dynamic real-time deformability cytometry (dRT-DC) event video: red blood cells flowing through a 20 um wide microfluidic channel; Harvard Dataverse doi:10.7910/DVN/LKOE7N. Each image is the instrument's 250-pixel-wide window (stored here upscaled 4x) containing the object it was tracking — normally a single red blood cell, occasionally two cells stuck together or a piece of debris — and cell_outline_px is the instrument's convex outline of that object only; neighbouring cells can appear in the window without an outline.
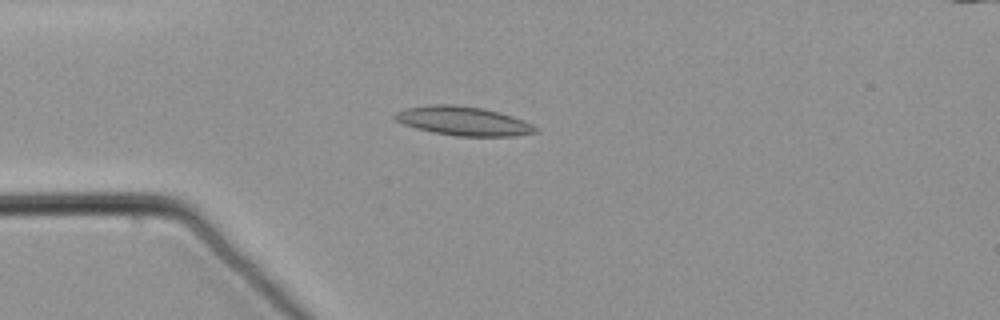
{"species": "common noctule bat (a hibernating species)", "species_latin": "Nyctalus noctula", "temperature_condition": "warm", "stored_images_in_passage": 58, "camera_frame_rate_fps": 3000, "um_per_image_px": 0.085, "animal": {"sex": "male", "body_mass_g": 21.5, "forearm_length_mm": 52.0}, "frame": {"image": 1, "passage_image": 15, "time_ms": 4.667, "image_size_px": [1000, 320], "cell_outline_px": [[540, 132], [516, 136], [456, 136], [432, 132], [416, 128], [404, 124], [396, 120], [392, 116], [396, 112], [404, 108], [432, 104], [452, 104], [484, 108], [500, 112], [512, 116], [532, 124]], "centroid_in_image_um": [39.38, 10.28], "position_along_channel_um": 45.6, "area_um2": 23.87}}
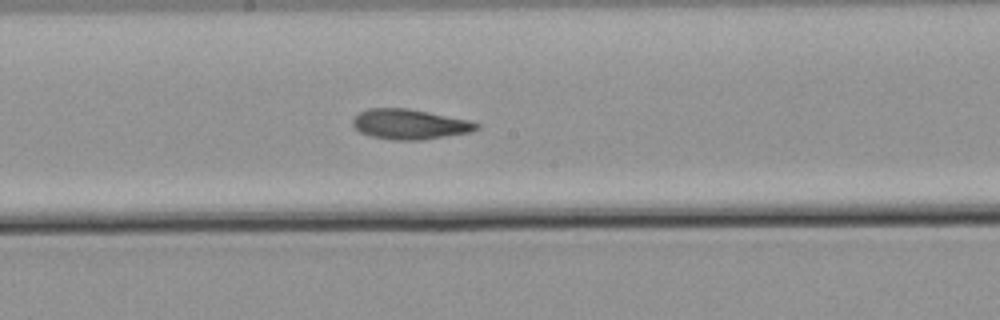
{"frame": {"image": 2, "passage_image": 31, "time_ms": 10.0, "image_size_px": [1000, 320], "cell_outline_px": [[480, 128], [472, 132], [424, 140], [392, 140], [372, 136], [360, 132], [352, 124], [352, 120], [360, 112], [368, 108], [408, 108], [468, 120], [480, 124]], "centroid_in_image_um": [34.85, 10.57], "position_along_channel_um": 213.4, "area_um2": 21.73}}
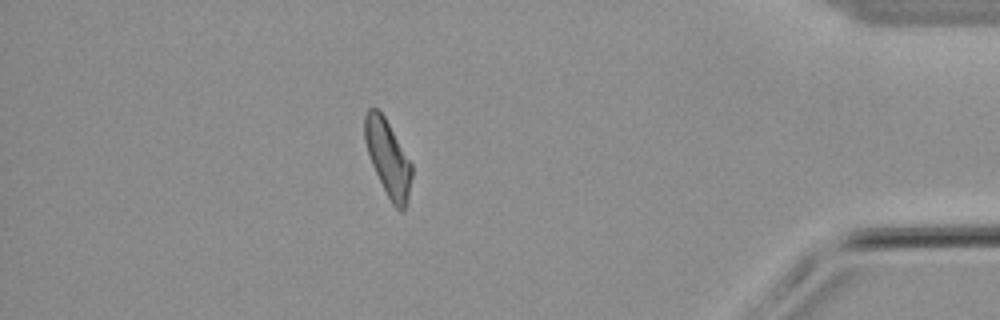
{"frame": {"image": 3, "passage_image": 51, "time_ms": 16.667, "image_size_px": [1000, 320], "cell_outline_px": [[412, 176], [408, 196], [404, 212], [400, 212], [392, 204], [372, 164], [364, 140], [364, 116], [368, 108], [376, 108], [384, 116], [412, 164]], "centroid_in_image_um": [32.97, 13.44], "position_along_channel_um": 402.2, "area_um2": 20.52}}